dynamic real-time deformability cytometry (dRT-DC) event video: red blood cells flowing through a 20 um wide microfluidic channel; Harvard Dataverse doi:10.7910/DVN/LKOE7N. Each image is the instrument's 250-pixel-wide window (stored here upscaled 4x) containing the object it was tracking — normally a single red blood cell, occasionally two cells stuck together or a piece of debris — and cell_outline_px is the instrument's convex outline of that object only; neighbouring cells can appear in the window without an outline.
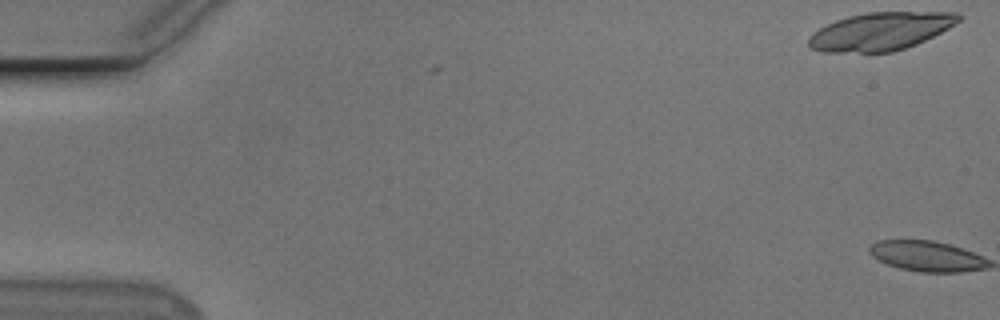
{"species": "Egyptian fruit bat (a non-hibernating species)", "species_latin": "Rousettus aegyptiacus", "temperature_condition": "cold", "stored_images_in_passage": 2, "camera_frame_rate_fps": 3000, "um_per_image_px": 0.085, "animal": {"sex": "male"}, "frame": {"image": 1, "passage_image": 2, "time_ms": 0.333, "image_size_px": [1000, 320], "cell_outline_px": [[960, 20], [948, 28], [916, 44], [892, 52], [824, 52], [812, 48], [808, 44], [808, 40], [820, 28], [836, 20], [848, 16], [868, 12], [956, 12], [960, 16]], "centroid_in_image_um": [74.85, 2.66], "position_along_channel_um": 10.1, "area_um2": 32.6}}